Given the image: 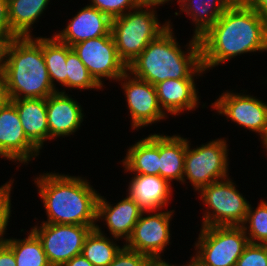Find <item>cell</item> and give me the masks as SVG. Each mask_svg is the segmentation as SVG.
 <instances>
[{"mask_svg":"<svg viewBox=\"0 0 267 266\" xmlns=\"http://www.w3.org/2000/svg\"><path fill=\"white\" fill-rule=\"evenodd\" d=\"M67 87L78 89L102 88L90 75L88 69L79 59L73 49L67 53L66 58Z\"/></svg>","mask_w":267,"mask_h":266,"instance_id":"83f0119b","label":"cell"},{"mask_svg":"<svg viewBox=\"0 0 267 266\" xmlns=\"http://www.w3.org/2000/svg\"><path fill=\"white\" fill-rule=\"evenodd\" d=\"M62 266H94L83 254L76 255Z\"/></svg>","mask_w":267,"mask_h":266,"instance_id":"74e56055","label":"cell"},{"mask_svg":"<svg viewBox=\"0 0 267 266\" xmlns=\"http://www.w3.org/2000/svg\"><path fill=\"white\" fill-rule=\"evenodd\" d=\"M248 244L242 226H202L193 258L201 266H236Z\"/></svg>","mask_w":267,"mask_h":266,"instance_id":"8992f818","label":"cell"},{"mask_svg":"<svg viewBox=\"0 0 267 266\" xmlns=\"http://www.w3.org/2000/svg\"><path fill=\"white\" fill-rule=\"evenodd\" d=\"M90 6L95 7L111 19L124 15L128 10L138 6L137 0H91ZM125 11V12H124Z\"/></svg>","mask_w":267,"mask_h":266,"instance_id":"f546056e","label":"cell"},{"mask_svg":"<svg viewBox=\"0 0 267 266\" xmlns=\"http://www.w3.org/2000/svg\"><path fill=\"white\" fill-rule=\"evenodd\" d=\"M147 266H176L163 261L162 259H151Z\"/></svg>","mask_w":267,"mask_h":266,"instance_id":"60d3db41","label":"cell"},{"mask_svg":"<svg viewBox=\"0 0 267 266\" xmlns=\"http://www.w3.org/2000/svg\"><path fill=\"white\" fill-rule=\"evenodd\" d=\"M151 258L123 246L108 266H147Z\"/></svg>","mask_w":267,"mask_h":266,"instance_id":"1f68e13d","label":"cell"},{"mask_svg":"<svg viewBox=\"0 0 267 266\" xmlns=\"http://www.w3.org/2000/svg\"><path fill=\"white\" fill-rule=\"evenodd\" d=\"M187 139L181 136L159 135V176L169 183L183 182Z\"/></svg>","mask_w":267,"mask_h":266,"instance_id":"44dd1931","label":"cell"},{"mask_svg":"<svg viewBox=\"0 0 267 266\" xmlns=\"http://www.w3.org/2000/svg\"><path fill=\"white\" fill-rule=\"evenodd\" d=\"M191 259L192 260L187 265L183 266H201L193 257Z\"/></svg>","mask_w":267,"mask_h":266,"instance_id":"b9f144b4","label":"cell"},{"mask_svg":"<svg viewBox=\"0 0 267 266\" xmlns=\"http://www.w3.org/2000/svg\"><path fill=\"white\" fill-rule=\"evenodd\" d=\"M137 6L134 12L128 11L112 19L111 35L120 59L128 67L146 48L168 27L170 22L160 26L153 9ZM148 9V10H147Z\"/></svg>","mask_w":267,"mask_h":266,"instance_id":"5b68a950","label":"cell"},{"mask_svg":"<svg viewBox=\"0 0 267 266\" xmlns=\"http://www.w3.org/2000/svg\"><path fill=\"white\" fill-rule=\"evenodd\" d=\"M262 142H263L264 148L266 147V149H267V134H266V136L262 139Z\"/></svg>","mask_w":267,"mask_h":266,"instance_id":"7bdbcfd3","label":"cell"},{"mask_svg":"<svg viewBox=\"0 0 267 266\" xmlns=\"http://www.w3.org/2000/svg\"><path fill=\"white\" fill-rule=\"evenodd\" d=\"M71 49L68 44L60 42L55 36L43 38V56L54 88V80L67 87L66 58Z\"/></svg>","mask_w":267,"mask_h":266,"instance_id":"4316f807","label":"cell"},{"mask_svg":"<svg viewBox=\"0 0 267 266\" xmlns=\"http://www.w3.org/2000/svg\"><path fill=\"white\" fill-rule=\"evenodd\" d=\"M11 181L7 182L0 187V242H3L5 239L2 237L7 229L8 220L10 218L11 210Z\"/></svg>","mask_w":267,"mask_h":266,"instance_id":"d6a6232c","label":"cell"},{"mask_svg":"<svg viewBox=\"0 0 267 266\" xmlns=\"http://www.w3.org/2000/svg\"><path fill=\"white\" fill-rule=\"evenodd\" d=\"M155 88L161 109L170 114L192 110L199 103L194 79H166L157 83Z\"/></svg>","mask_w":267,"mask_h":266,"instance_id":"d6986e66","label":"cell"},{"mask_svg":"<svg viewBox=\"0 0 267 266\" xmlns=\"http://www.w3.org/2000/svg\"><path fill=\"white\" fill-rule=\"evenodd\" d=\"M212 106L236 122L238 125L260 133L261 140L267 134V104L259 99L241 95L240 93L225 92L215 101Z\"/></svg>","mask_w":267,"mask_h":266,"instance_id":"7c38bea8","label":"cell"},{"mask_svg":"<svg viewBox=\"0 0 267 266\" xmlns=\"http://www.w3.org/2000/svg\"><path fill=\"white\" fill-rule=\"evenodd\" d=\"M226 140L217 139L203 144L195 149H190L187 140L183 183L189 179L195 190L225 178H228Z\"/></svg>","mask_w":267,"mask_h":266,"instance_id":"ba28073f","label":"cell"},{"mask_svg":"<svg viewBox=\"0 0 267 266\" xmlns=\"http://www.w3.org/2000/svg\"><path fill=\"white\" fill-rule=\"evenodd\" d=\"M3 70L11 100L47 98L59 91L52 86L46 67L43 37L9 40Z\"/></svg>","mask_w":267,"mask_h":266,"instance_id":"277c9868","label":"cell"},{"mask_svg":"<svg viewBox=\"0 0 267 266\" xmlns=\"http://www.w3.org/2000/svg\"><path fill=\"white\" fill-rule=\"evenodd\" d=\"M236 266H267V244L249 243L237 260Z\"/></svg>","mask_w":267,"mask_h":266,"instance_id":"4dcf8cb0","label":"cell"},{"mask_svg":"<svg viewBox=\"0 0 267 266\" xmlns=\"http://www.w3.org/2000/svg\"><path fill=\"white\" fill-rule=\"evenodd\" d=\"M173 212L170 210L143 217L146 213L143 211L124 246L151 259H161L160 254L170 240L169 223Z\"/></svg>","mask_w":267,"mask_h":266,"instance_id":"8fae6325","label":"cell"},{"mask_svg":"<svg viewBox=\"0 0 267 266\" xmlns=\"http://www.w3.org/2000/svg\"><path fill=\"white\" fill-rule=\"evenodd\" d=\"M8 42L9 41L5 37L0 36V68H3L4 66L5 51Z\"/></svg>","mask_w":267,"mask_h":266,"instance_id":"f35d334b","label":"cell"},{"mask_svg":"<svg viewBox=\"0 0 267 266\" xmlns=\"http://www.w3.org/2000/svg\"><path fill=\"white\" fill-rule=\"evenodd\" d=\"M49 0H8L9 23L17 37H31V25L47 7Z\"/></svg>","mask_w":267,"mask_h":266,"instance_id":"cb8c5ba5","label":"cell"},{"mask_svg":"<svg viewBox=\"0 0 267 266\" xmlns=\"http://www.w3.org/2000/svg\"><path fill=\"white\" fill-rule=\"evenodd\" d=\"M120 250L119 246L105 237L97 225L85 238L82 254L94 266H108Z\"/></svg>","mask_w":267,"mask_h":266,"instance_id":"484cf974","label":"cell"},{"mask_svg":"<svg viewBox=\"0 0 267 266\" xmlns=\"http://www.w3.org/2000/svg\"><path fill=\"white\" fill-rule=\"evenodd\" d=\"M128 189V196L149 214L166 205L172 192L167 180L159 175L146 174H135Z\"/></svg>","mask_w":267,"mask_h":266,"instance_id":"ac0fdd59","label":"cell"},{"mask_svg":"<svg viewBox=\"0 0 267 266\" xmlns=\"http://www.w3.org/2000/svg\"><path fill=\"white\" fill-rule=\"evenodd\" d=\"M246 6L254 9L267 19V0H241Z\"/></svg>","mask_w":267,"mask_h":266,"instance_id":"8d00e7d4","label":"cell"},{"mask_svg":"<svg viewBox=\"0 0 267 266\" xmlns=\"http://www.w3.org/2000/svg\"><path fill=\"white\" fill-rule=\"evenodd\" d=\"M129 74L126 71L120 79L126 81L122 86L132 118V127L141 128L166 117L159 105L155 86L135 76L131 78Z\"/></svg>","mask_w":267,"mask_h":266,"instance_id":"4fadbf2b","label":"cell"},{"mask_svg":"<svg viewBox=\"0 0 267 266\" xmlns=\"http://www.w3.org/2000/svg\"><path fill=\"white\" fill-rule=\"evenodd\" d=\"M11 102L17 109L25 135L41 149L43 142L49 139L46 98L15 99Z\"/></svg>","mask_w":267,"mask_h":266,"instance_id":"ffe728a7","label":"cell"},{"mask_svg":"<svg viewBox=\"0 0 267 266\" xmlns=\"http://www.w3.org/2000/svg\"><path fill=\"white\" fill-rule=\"evenodd\" d=\"M71 48L101 86L103 77L120 81L127 71V66L118 55L112 35L88 39L72 45Z\"/></svg>","mask_w":267,"mask_h":266,"instance_id":"30bf717a","label":"cell"},{"mask_svg":"<svg viewBox=\"0 0 267 266\" xmlns=\"http://www.w3.org/2000/svg\"><path fill=\"white\" fill-rule=\"evenodd\" d=\"M202 66L215 67L238 54L267 50V19L235 0L199 38Z\"/></svg>","mask_w":267,"mask_h":266,"instance_id":"6da1fadb","label":"cell"},{"mask_svg":"<svg viewBox=\"0 0 267 266\" xmlns=\"http://www.w3.org/2000/svg\"><path fill=\"white\" fill-rule=\"evenodd\" d=\"M111 24L109 16L87 5L72 18L65 29L54 36L71 47L88 39L111 35Z\"/></svg>","mask_w":267,"mask_h":266,"instance_id":"9a60e30c","label":"cell"},{"mask_svg":"<svg viewBox=\"0 0 267 266\" xmlns=\"http://www.w3.org/2000/svg\"><path fill=\"white\" fill-rule=\"evenodd\" d=\"M235 0H179L181 11L186 12L196 29L194 37L204 35ZM184 3V4H183Z\"/></svg>","mask_w":267,"mask_h":266,"instance_id":"603a6c76","label":"cell"},{"mask_svg":"<svg viewBox=\"0 0 267 266\" xmlns=\"http://www.w3.org/2000/svg\"><path fill=\"white\" fill-rule=\"evenodd\" d=\"M11 99L8 93L6 78L3 68H0V109H3Z\"/></svg>","mask_w":267,"mask_h":266,"instance_id":"d590c367","label":"cell"},{"mask_svg":"<svg viewBox=\"0 0 267 266\" xmlns=\"http://www.w3.org/2000/svg\"><path fill=\"white\" fill-rule=\"evenodd\" d=\"M169 27L152 40L143 52L130 63L127 71L135 77L156 85L166 79H194L205 71L202 66L201 45L192 37L187 50L180 49Z\"/></svg>","mask_w":267,"mask_h":266,"instance_id":"7a4b0ae2","label":"cell"},{"mask_svg":"<svg viewBox=\"0 0 267 266\" xmlns=\"http://www.w3.org/2000/svg\"><path fill=\"white\" fill-rule=\"evenodd\" d=\"M32 231L41 240L51 266H62L82 254L85 238L97 225H71L42 223Z\"/></svg>","mask_w":267,"mask_h":266,"instance_id":"9c48e42d","label":"cell"},{"mask_svg":"<svg viewBox=\"0 0 267 266\" xmlns=\"http://www.w3.org/2000/svg\"><path fill=\"white\" fill-rule=\"evenodd\" d=\"M123 165L134 174L159 175V135L151 134L132 145Z\"/></svg>","mask_w":267,"mask_h":266,"instance_id":"7402d4cb","label":"cell"},{"mask_svg":"<svg viewBox=\"0 0 267 266\" xmlns=\"http://www.w3.org/2000/svg\"><path fill=\"white\" fill-rule=\"evenodd\" d=\"M170 0H137L138 6L142 7H153L156 5L164 4L165 2H168Z\"/></svg>","mask_w":267,"mask_h":266,"instance_id":"ab89813d","label":"cell"},{"mask_svg":"<svg viewBox=\"0 0 267 266\" xmlns=\"http://www.w3.org/2000/svg\"><path fill=\"white\" fill-rule=\"evenodd\" d=\"M34 182L48 216L42 223L96 225L99 194L87 180L51 172Z\"/></svg>","mask_w":267,"mask_h":266,"instance_id":"3957f363","label":"cell"},{"mask_svg":"<svg viewBox=\"0 0 267 266\" xmlns=\"http://www.w3.org/2000/svg\"><path fill=\"white\" fill-rule=\"evenodd\" d=\"M199 191L204 204L213 211L211 214L208 209V212L203 216V227L242 226L249 203L239 193L231 180L225 178L212 182Z\"/></svg>","mask_w":267,"mask_h":266,"instance_id":"52a82bcc","label":"cell"},{"mask_svg":"<svg viewBox=\"0 0 267 266\" xmlns=\"http://www.w3.org/2000/svg\"><path fill=\"white\" fill-rule=\"evenodd\" d=\"M49 140L71 135L83 121L81 105L65 92L56 91L46 98ZM56 136V137H55Z\"/></svg>","mask_w":267,"mask_h":266,"instance_id":"2e32d148","label":"cell"},{"mask_svg":"<svg viewBox=\"0 0 267 266\" xmlns=\"http://www.w3.org/2000/svg\"><path fill=\"white\" fill-rule=\"evenodd\" d=\"M39 155V149L27 138L15 105L9 102L0 109V156L28 163Z\"/></svg>","mask_w":267,"mask_h":266,"instance_id":"5bb4252c","label":"cell"},{"mask_svg":"<svg viewBox=\"0 0 267 266\" xmlns=\"http://www.w3.org/2000/svg\"><path fill=\"white\" fill-rule=\"evenodd\" d=\"M12 249L17 266H51L38 236L31 230L25 239H6Z\"/></svg>","mask_w":267,"mask_h":266,"instance_id":"d4e9b609","label":"cell"},{"mask_svg":"<svg viewBox=\"0 0 267 266\" xmlns=\"http://www.w3.org/2000/svg\"><path fill=\"white\" fill-rule=\"evenodd\" d=\"M105 200V198L99 195L97 221L98 219L105 218L104 220L113 238L125 237L124 239L127 241L143 210L129 196L114 205V207Z\"/></svg>","mask_w":267,"mask_h":266,"instance_id":"e0dca14e","label":"cell"},{"mask_svg":"<svg viewBox=\"0 0 267 266\" xmlns=\"http://www.w3.org/2000/svg\"><path fill=\"white\" fill-rule=\"evenodd\" d=\"M0 266H17L12 249L4 241L0 242Z\"/></svg>","mask_w":267,"mask_h":266,"instance_id":"e575fe53","label":"cell"},{"mask_svg":"<svg viewBox=\"0 0 267 266\" xmlns=\"http://www.w3.org/2000/svg\"><path fill=\"white\" fill-rule=\"evenodd\" d=\"M246 223H249L247 228ZM243 230L248 229L247 238L252 244H267V202L262 200L255 210L249 204L246 218L242 224Z\"/></svg>","mask_w":267,"mask_h":266,"instance_id":"f1b7e54d","label":"cell"},{"mask_svg":"<svg viewBox=\"0 0 267 266\" xmlns=\"http://www.w3.org/2000/svg\"><path fill=\"white\" fill-rule=\"evenodd\" d=\"M0 36L8 41L17 36L12 32L9 23L8 0H0Z\"/></svg>","mask_w":267,"mask_h":266,"instance_id":"836d02e7","label":"cell"}]
</instances>
